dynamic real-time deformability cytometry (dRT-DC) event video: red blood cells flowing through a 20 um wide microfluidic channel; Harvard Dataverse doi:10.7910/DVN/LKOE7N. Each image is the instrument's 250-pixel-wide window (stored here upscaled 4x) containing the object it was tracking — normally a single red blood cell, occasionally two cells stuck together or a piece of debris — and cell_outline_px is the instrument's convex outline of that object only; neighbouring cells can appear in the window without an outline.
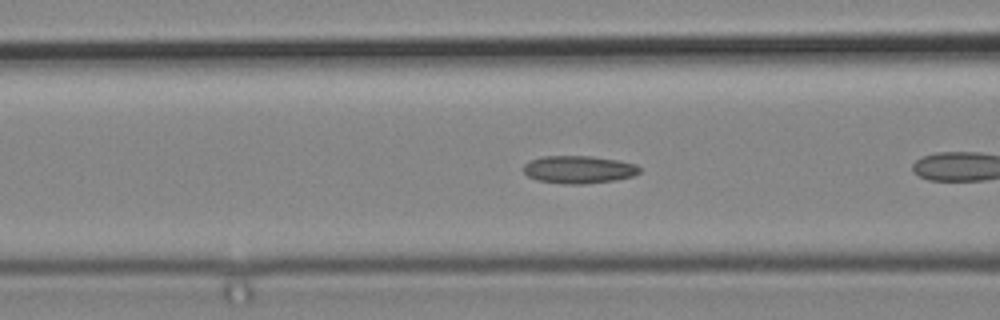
{"species": "common noctule bat (a hibernating species)", "species_latin": "Nyctalus noctula", "temperature_condition": "cold", "stored_images_in_passage": 8, "camera_frame_rate_fps": 3000, "um_per_image_px": 0.085, "animal": {"sex": "male", "body_mass_g": 19.2, "forearm_length_mm": 51.8}, "frame": {"image": 1, "passage_image": 6, "time_ms": 1.667, "image_size_px": [1000, 320], "cell_outline_px": [[640, 172], [632, 176], [616, 180], [584, 184], [564, 184], [536, 180], [528, 176], [524, 172], [524, 164], [532, 160], [544, 156], [592, 156], [620, 160], [636, 164], [640, 168]], "centroid_in_image_um": [49.21, 14.41], "position_along_channel_um": 117.4, "area_um2": 18.79}}